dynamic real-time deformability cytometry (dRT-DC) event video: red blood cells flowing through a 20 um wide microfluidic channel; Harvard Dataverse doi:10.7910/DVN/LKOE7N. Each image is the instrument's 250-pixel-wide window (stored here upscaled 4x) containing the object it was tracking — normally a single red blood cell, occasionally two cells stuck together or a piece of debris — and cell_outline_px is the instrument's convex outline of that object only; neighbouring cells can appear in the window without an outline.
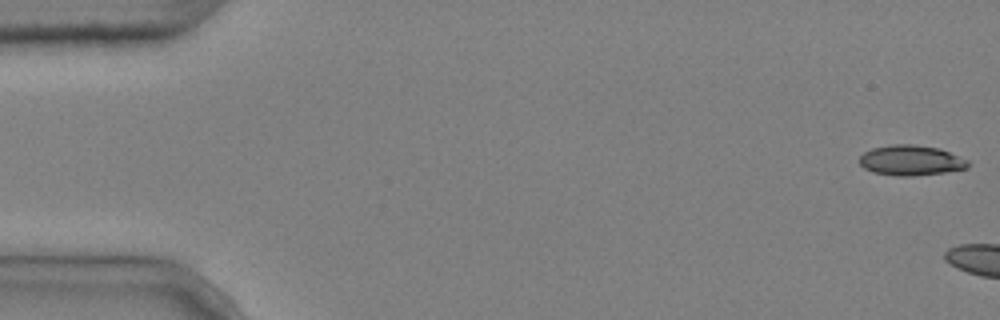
{"species": "common noctule bat (a hibernating species)", "species_latin": "Nyctalus noctula", "temperature_condition": "cold", "stored_images_in_passage": 7, "camera_frame_rate_fps": 3000, "um_per_image_px": 0.085, "animal": {"sex": "male", "body_mass_g": 20.4}, "frame": {"image": 1, "passage_image": 1, "time_ms": 0.0, "image_size_px": [1000, 320], "cell_outline_px": [[968, 168], [944, 172], [912, 176], [896, 176], [872, 172], [864, 168], [860, 164], [860, 156], [864, 152], [872, 148], [892, 144], [912, 144], [940, 148], [968, 160]], "centroid_in_image_um": [77.41, 13.63], "position_along_channel_um": 7.6, "area_um2": 19.13}}
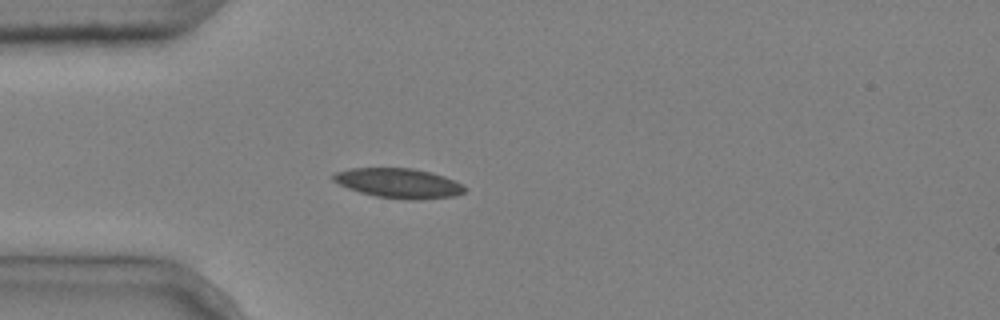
{"frame": {"image": 2, "passage_image": 6, "time_ms": 1.667, "image_size_px": [1000, 320], "cell_outline_px": [[468, 188], [464, 192], [456, 196], [420, 200], [408, 200], [376, 196], [360, 192], [348, 188], [332, 180], [332, 176], [336, 172], [352, 168], [412, 168], [432, 172], [444, 176], [464, 184]], "centroid_in_image_um": [33.95, 15.57], "position_along_channel_um": 51.1, "area_um2": 22.95}}